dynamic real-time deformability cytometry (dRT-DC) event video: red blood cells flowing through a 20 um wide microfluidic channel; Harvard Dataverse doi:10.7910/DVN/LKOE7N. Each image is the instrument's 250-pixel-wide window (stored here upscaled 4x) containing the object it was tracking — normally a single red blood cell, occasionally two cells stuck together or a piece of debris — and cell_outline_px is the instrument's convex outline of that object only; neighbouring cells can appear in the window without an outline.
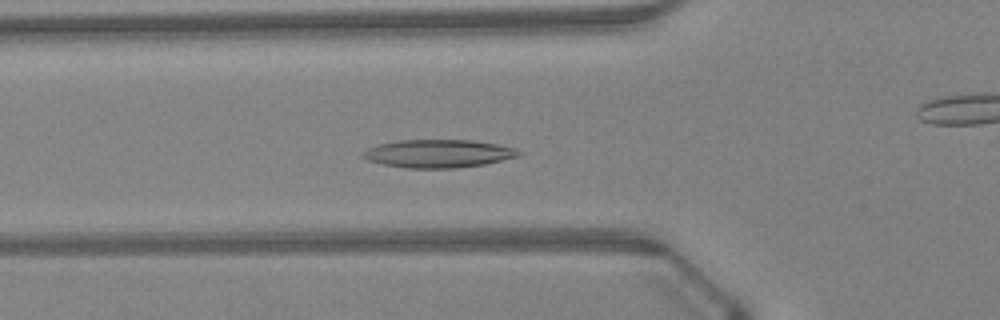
{"species": "Egyptian fruit bat (a non-hibernating species)", "species_latin": "Rousettus aegyptiacus", "temperature_condition": "warm", "stored_images_in_passage": 48, "camera_frame_rate_fps": 3000, "um_per_image_px": 0.085, "animal": {"sex": "female"}, "frame": {"image": 1, "passage_image": 16, "time_ms": 5.0, "image_size_px": [1000, 320], "cell_outline_px": [[524, 152], [520, 156], [484, 164], [456, 168], [404, 168], [384, 164], [368, 160], [360, 156], [368, 148], [380, 144], [400, 140], [472, 140], [496, 144], [516, 148]], "centroid_in_image_um": [37.3, 13.05], "position_along_channel_um": 88.5, "area_um2": 25.43}}
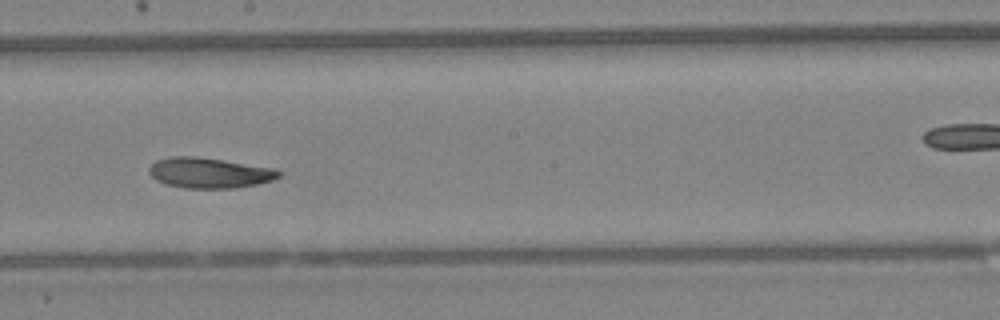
{"frame": {"image": 2, "passage_image": 26, "time_ms": 8.333, "image_size_px": [1000, 320], "cell_outline_px": [[280, 176], [272, 180], [256, 184], [236, 188], [184, 188], [168, 184], [156, 180], [148, 172], [148, 168], [156, 160], [172, 156], [196, 156], [276, 168], [280, 172]], "centroid_in_image_um": [17.79, 14.69], "position_along_channel_um": 230.4, "area_um2": 22.95}}
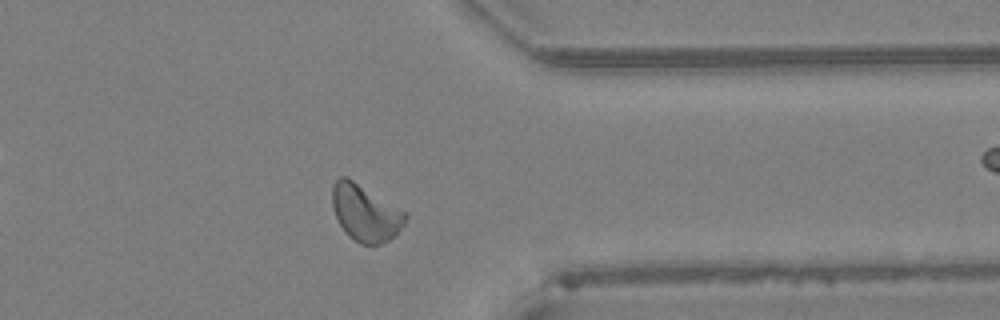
{"frame": {"image": 3, "passage_image": 37, "time_ms": 12.0, "image_size_px": [1000, 320], "cell_outline_px": [[408, 216], [404, 224], [388, 240], [380, 244], [360, 244], [348, 236], [340, 224], [332, 208], [332, 184], [340, 176], [344, 176], [352, 180], [408, 212]], "centroid_in_image_um": [31.05, 18.09], "position_along_channel_um": 380.4, "area_um2": 23.93}, "authors_computed_cell_mechanics": {"area_um2": 23.5535, "velocity_mm_per_s": 4.263, "shape_relaxation_time_tau1_ms": 8.5837, "shape_relaxation_time_tau2_ms": null, "deformation_change_tau1": 0.1863, "deformation_change_tau2": null}}